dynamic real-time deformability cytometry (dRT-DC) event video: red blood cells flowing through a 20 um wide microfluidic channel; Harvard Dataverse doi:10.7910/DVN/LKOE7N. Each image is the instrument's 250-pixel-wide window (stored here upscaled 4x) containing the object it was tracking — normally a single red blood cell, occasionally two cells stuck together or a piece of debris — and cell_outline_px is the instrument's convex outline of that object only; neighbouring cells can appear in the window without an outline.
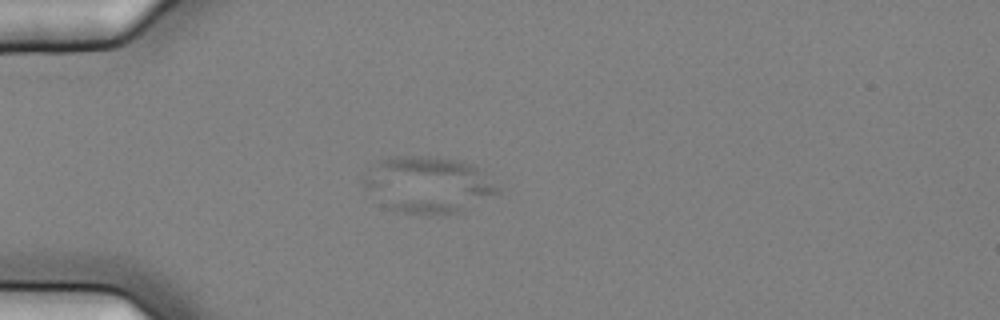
{"species": "common noctule bat (a hibernating species)", "species_latin": "Nyctalus noctula", "temperature_condition": "cold", "stored_images_in_passage": 6, "camera_frame_rate_fps": 3000, "um_per_image_px": 0.085, "animal": {"sex": "female", "body_mass_g": 25.1}, "frame": {"image": 1, "passage_image": 6, "time_ms": 1.667, "image_size_px": [1000, 320], "cell_outline_px": [[500, 192], [460, 212], [396, 212], [380, 204], [380, 160], [396, 156], [428, 156], [460, 160], [472, 164], [500, 188]], "centroid_in_image_um": [36.73, 15.7], "position_along_channel_um": 48.3, "area_um2": 39.94}}